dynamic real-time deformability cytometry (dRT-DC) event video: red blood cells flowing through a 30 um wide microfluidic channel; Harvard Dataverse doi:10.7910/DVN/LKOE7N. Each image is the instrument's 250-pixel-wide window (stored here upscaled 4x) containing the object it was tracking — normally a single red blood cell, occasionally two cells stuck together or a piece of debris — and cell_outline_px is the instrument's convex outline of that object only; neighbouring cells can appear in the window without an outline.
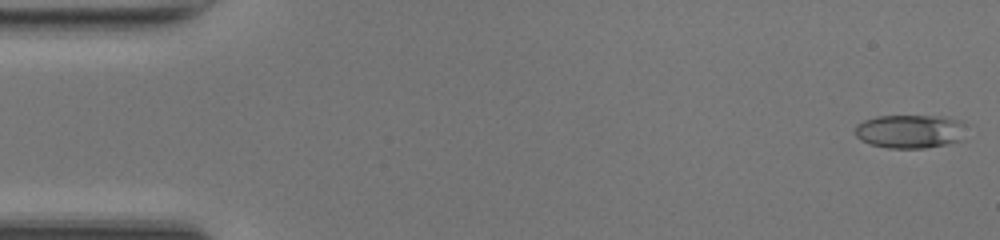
{"species": "common noctule bat (a hibernating species)", "species_latin": "Nyctalus noctula", "temperature_condition": "room temperature", "stored_images_in_passage": 46, "camera_frame_rate_fps": 3000, "um_per_image_px": 0.085, "animal": {"sex": "female", "body_mass_g": 17.0, "forearm_length_mm": 48.0}, "frame": {"image": 1, "passage_image": 1, "time_ms": 0.0, "image_size_px": [1000, 240], "cell_outline_px": [[968, 124], [964, 140], [948, 144], [924, 148], [888, 148], [872, 144], [860, 140], [856, 136], [856, 124], [864, 120], [876, 116], [948, 116], [964, 120]], "centroid_in_image_um": [77.47, 11.15], "position_along_channel_um": 7.5, "area_um2": 22.43}}
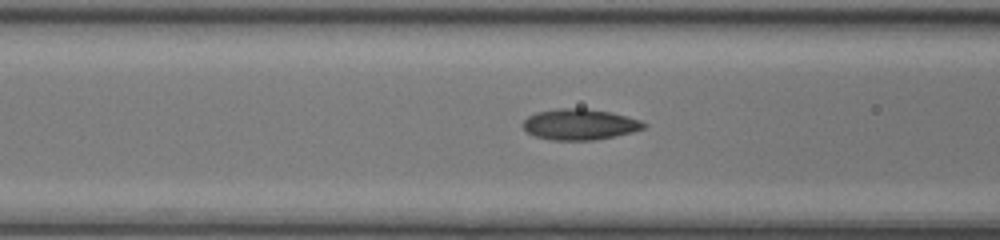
{"frame": {"image": 2, "passage_image": 19, "time_ms": 6.0, "image_size_px": [1000, 240], "cell_outline_px": [[648, 124], [644, 128], [632, 132], [616, 136], [592, 140], [552, 140], [536, 136], [528, 132], [524, 128], [524, 120], [528, 116], [536, 112], [556, 108], [584, 108], [612, 112], [640, 120]], "centroid_in_image_um": [49.3, 10.56], "position_along_channel_um": 117.3, "area_um2": 21.73}}
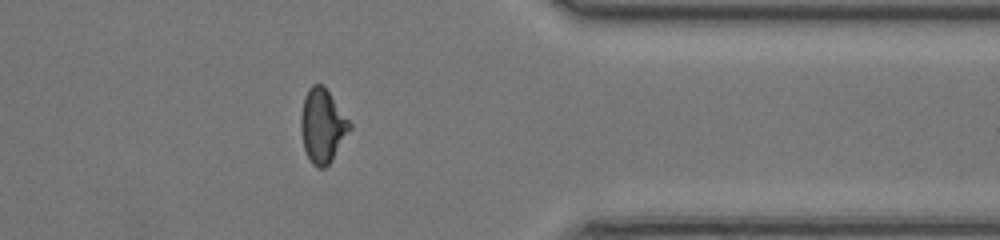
{"frame": {"image": 3, "passage_image": 39, "time_ms": 12.667, "image_size_px": [1000, 240], "cell_outline_px": [[352, 128], [332, 160], [324, 168], [316, 168], [312, 164], [304, 148], [300, 128], [300, 116], [304, 96], [308, 88], [312, 84], [324, 84], [352, 124]], "centroid_in_image_um": [27.41, 10.67], "position_along_channel_um": 384.0, "area_um2": 21.27}}